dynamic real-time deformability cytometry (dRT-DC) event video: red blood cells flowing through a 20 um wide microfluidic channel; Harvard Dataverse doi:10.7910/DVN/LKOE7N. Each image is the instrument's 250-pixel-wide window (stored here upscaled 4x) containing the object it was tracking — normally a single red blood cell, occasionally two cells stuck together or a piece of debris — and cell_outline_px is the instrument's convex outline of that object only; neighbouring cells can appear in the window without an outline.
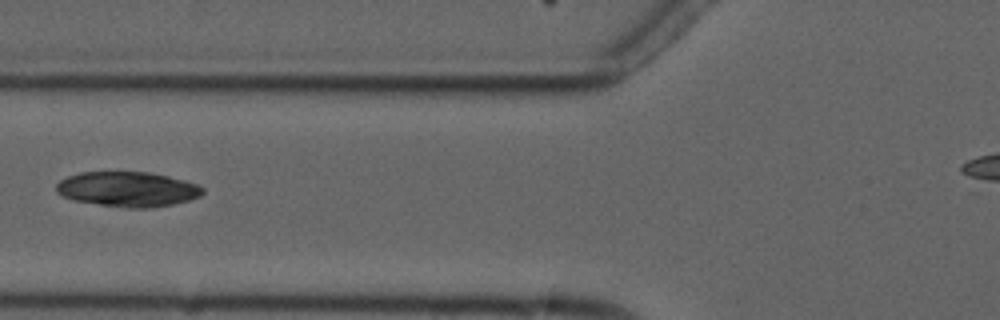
{"species": "common noctule bat (a hibernating species)", "species_latin": "Nyctalus noctula", "temperature_condition": "cold", "stored_images_in_passage": 3, "camera_frame_rate_fps": 3000, "um_per_image_px": 0.085, "animal": {"sex": "male", "forearm_length_mm": 52.5}, "frame": {"image": 1, "passage_image": 2, "time_ms": 1.333, "image_size_px": [1000, 320], "cell_outline_px": [[204, 192], [200, 196], [188, 200], [172, 204], [152, 208], [128, 208], [100, 204], [76, 200], [64, 196], [56, 192], [56, 184], [60, 180], [68, 176], [80, 172], [148, 172], [168, 176], [184, 180], [196, 184], [204, 188]], "centroid_in_image_um": [10.86, 16.08], "position_along_channel_um": 114.9, "area_um2": 29.65}}
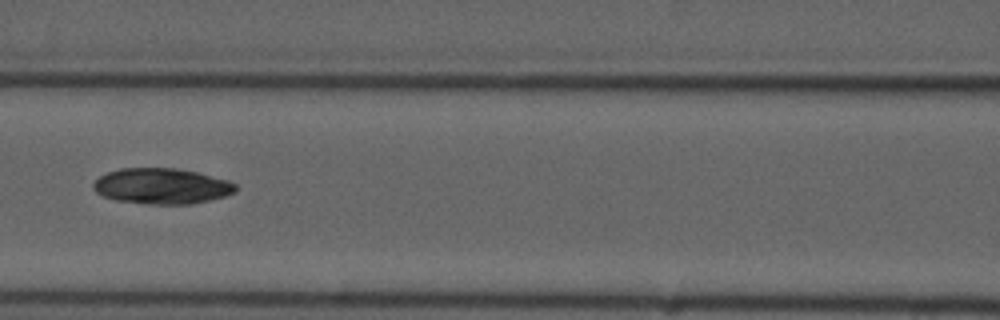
{"frame": {"image": 2, "passage_image": 3, "time_ms": 2.333, "image_size_px": [1000, 320], "cell_outline_px": [[240, 188], [236, 192], [224, 196], [192, 204], [148, 204], [116, 200], [104, 196], [96, 192], [92, 188], [92, 184], [100, 176], [108, 172], [120, 168], [176, 168], [196, 172], [228, 180], [236, 184]], "centroid_in_image_um": [13.76, 15.82], "position_along_channel_um": 152.8, "area_um2": 29.65}}